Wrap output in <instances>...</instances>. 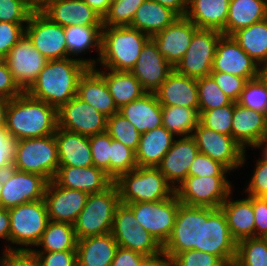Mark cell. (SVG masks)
I'll list each match as a JSON object with an SVG mask.
<instances>
[{
	"label": "cell",
	"instance_id": "cell-70",
	"mask_svg": "<svg viewBox=\"0 0 267 266\" xmlns=\"http://www.w3.org/2000/svg\"><path fill=\"white\" fill-rule=\"evenodd\" d=\"M2 187H3V174L0 175V197H1Z\"/></svg>",
	"mask_w": 267,
	"mask_h": 266
},
{
	"label": "cell",
	"instance_id": "cell-58",
	"mask_svg": "<svg viewBox=\"0 0 267 266\" xmlns=\"http://www.w3.org/2000/svg\"><path fill=\"white\" fill-rule=\"evenodd\" d=\"M3 256V266H40L39 260L33 250L6 249Z\"/></svg>",
	"mask_w": 267,
	"mask_h": 266
},
{
	"label": "cell",
	"instance_id": "cell-43",
	"mask_svg": "<svg viewBox=\"0 0 267 266\" xmlns=\"http://www.w3.org/2000/svg\"><path fill=\"white\" fill-rule=\"evenodd\" d=\"M197 87L199 115L203 111L220 108L232 102L210 75L197 79Z\"/></svg>",
	"mask_w": 267,
	"mask_h": 266
},
{
	"label": "cell",
	"instance_id": "cell-14",
	"mask_svg": "<svg viewBox=\"0 0 267 266\" xmlns=\"http://www.w3.org/2000/svg\"><path fill=\"white\" fill-rule=\"evenodd\" d=\"M25 34L47 60L68 57L65 27L53 22L42 11L31 13Z\"/></svg>",
	"mask_w": 267,
	"mask_h": 266
},
{
	"label": "cell",
	"instance_id": "cell-55",
	"mask_svg": "<svg viewBox=\"0 0 267 266\" xmlns=\"http://www.w3.org/2000/svg\"><path fill=\"white\" fill-rule=\"evenodd\" d=\"M31 13L19 0H0V22L27 23Z\"/></svg>",
	"mask_w": 267,
	"mask_h": 266
},
{
	"label": "cell",
	"instance_id": "cell-15",
	"mask_svg": "<svg viewBox=\"0 0 267 266\" xmlns=\"http://www.w3.org/2000/svg\"><path fill=\"white\" fill-rule=\"evenodd\" d=\"M48 182L42 175L11 168L3 174L0 206L10 209L27 202L41 200L45 196Z\"/></svg>",
	"mask_w": 267,
	"mask_h": 266
},
{
	"label": "cell",
	"instance_id": "cell-44",
	"mask_svg": "<svg viewBox=\"0 0 267 266\" xmlns=\"http://www.w3.org/2000/svg\"><path fill=\"white\" fill-rule=\"evenodd\" d=\"M238 104L267 115V83L258 76L247 80L237 101Z\"/></svg>",
	"mask_w": 267,
	"mask_h": 266
},
{
	"label": "cell",
	"instance_id": "cell-60",
	"mask_svg": "<svg viewBox=\"0 0 267 266\" xmlns=\"http://www.w3.org/2000/svg\"><path fill=\"white\" fill-rule=\"evenodd\" d=\"M255 217V237H263L267 233V197L253 196Z\"/></svg>",
	"mask_w": 267,
	"mask_h": 266
},
{
	"label": "cell",
	"instance_id": "cell-9",
	"mask_svg": "<svg viewBox=\"0 0 267 266\" xmlns=\"http://www.w3.org/2000/svg\"><path fill=\"white\" fill-rule=\"evenodd\" d=\"M227 176H188L175 189L179 201L188 206L220 208L233 191Z\"/></svg>",
	"mask_w": 267,
	"mask_h": 266
},
{
	"label": "cell",
	"instance_id": "cell-13",
	"mask_svg": "<svg viewBox=\"0 0 267 266\" xmlns=\"http://www.w3.org/2000/svg\"><path fill=\"white\" fill-rule=\"evenodd\" d=\"M199 153L225 165L231 172L239 170L247 162V152L232 136L220 134L204 127L200 122L193 131Z\"/></svg>",
	"mask_w": 267,
	"mask_h": 266
},
{
	"label": "cell",
	"instance_id": "cell-46",
	"mask_svg": "<svg viewBox=\"0 0 267 266\" xmlns=\"http://www.w3.org/2000/svg\"><path fill=\"white\" fill-rule=\"evenodd\" d=\"M145 0H116L110 4L103 18V26H130L136 10Z\"/></svg>",
	"mask_w": 267,
	"mask_h": 266
},
{
	"label": "cell",
	"instance_id": "cell-24",
	"mask_svg": "<svg viewBox=\"0 0 267 266\" xmlns=\"http://www.w3.org/2000/svg\"><path fill=\"white\" fill-rule=\"evenodd\" d=\"M53 181L73 190L89 194L100 193L109 188L114 180L102 169L89 167L59 166Z\"/></svg>",
	"mask_w": 267,
	"mask_h": 266
},
{
	"label": "cell",
	"instance_id": "cell-31",
	"mask_svg": "<svg viewBox=\"0 0 267 266\" xmlns=\"http://www.w3.org/2000/svg\"><path fill=\"white\" fill-rule=\"evenodd\" d=\"M59 166L89 167L93 165L89 137L58 128L54 134Z\"/></svg>",
	"mask_w": 267,
	"mask_h": 266
},
{
	"label": "cell",
	"instance_id": "cell-59",
	"mask_svg": "<svg viewBox=\"0 0 267 266\" xmlns=\"http://www.w3.org/2000/svg\"><path fill=\"white\" fill-rule=\"evenodd\" d=\"M22 93L23 91L15 82L7 63L0 60V96L12 99Z\"/></svg>",
	"mask_w": 267,
	"mask_h": 266
},
{
	"label": "cell",
	"instance_id": "cell-7",
	"mask_svg": "<svg viewBox=\"0 0 267 266\" xmlns=\"http://www.w3.org/2000/svg\"><path fill=\"white\" fill-rule=\"evenodd\" d=\"M13 168L42 175L48 181L53 180L59 168L54 134L16 140Z\"/></svg>",
	"mask_w": 267,
	"mask_h": 266
},
{
	"label": "cell",
	"instance_id": "cell-45",
	"mask_svg": "<svg viewBox=\"0 0 267 266\" xmlns=\"http://www.w3.org/2000/svg\"><path fill=\"white\" fill-rule=\"evenodd\" d=\"M106 132L112 139L119 141L121 144L130 147L136 151L139 145L141 134L136 127L119 113L107 117Z\"/></svg>",
	"mask_w": 267,
	"mask_h": 266
},
{
	"label": "cell",
	"instance_id": "cell-16",
	"mask_svg": "<svg viewBox=\"0 0 267 266\" xmlns=\"http://www.w3.org/2000/svg\"><path fill=\"white\" fill-rule=\"evenodd\" d=\"M58 128L83 136H93L107 130V117L77 95L57 110Z\"/></svg>",
	"mask_w": 267,
	"mask_h": 266
},
{
	"label": "cell",
	"instance_id": "cell-53",
	"mask_svg": "<svg viewBox=\"0 0 267 266\" xmlns=\"http://www.w3.org/2000/svg\"><path fill=\"white\" fill-rule=\"evenodd\" d=\"M209 75L233 102L239 100L247 81L245 78L219 71H211Z\"/></svg>",
	"mask_w": 267,
	"mask_h": 266
},
{
	"label": "cell",
	"instance_id": "cell-21",
	"mask_svg": "<svg viewBox=\"0 0 267 266\" xmlns=\"http://www.w3.org/2000/svg\"><path fill=\"white\" fill-rule=\"evenodd\" d=\"M198 27L186 17H178L164 30L151 36L158 51L175 68L185 55Z\"/></svg>",
	"mask_w": 267,
	"mask_h": 266
},
{
	"label": "cell",
	"instance_id": "cell-20",
	"mask_svg": "<svg viewBox=\"0 0 267 266\" xmlns=\"http://www.w3.org/2000/svg\"><path fill=\"white\" fill-rule=\"evenodd\" d=\"M88 194L57 185L53 180L46 187L44 201L50 221L74 224L86 204Z\"/></svg>",
	"mask_w": 267,
	"mask_h": 266
},
{
	"label": "cell",
	"instance_id": "cell-26",
	"mask_svg": "<svg viewBox=\"0 0 267 266\" xmlns=\"http://www.w3.org/2000/svg\"><path fill=\"white\" fill-rule=\"evenodd\" d=\"M42 12L63 27L103 26V18L83 0H54Z\"/></svg>",
	"mask_w": 267,
	"mask_h": 266
},
{
	"label": "cell",
	"instance_id": "cell-12",
	"mask_svg": "<svg viewBox=\"0 0 267 266\" xmlns=\"http://www.w3.org/2000/svg\"><path fill=\"white\" fill-rule=\"evenodd\" d=\"M111 234L119 247L144 255H153L162 250L158 241L139 225L133 211L126 204L120 203L116 207Z\"/></svg>",
	"mask_w": 267,
	"mask_h": 266
},
{
	"label": "cell",
	"instance_id": "cell-52",
	"mask_svg": "<svg viewBox=\"0 0 267 266\" xmlns=\"http://www.w3.org/2000/svg\"><path fill=\"white\" fill-rule=\"evenodd\" d=\"M27 23L0 22V60H4L11 48L25 34Z\"/></svg>",
	"mask_w": 267,
	"mask_h": 266
},
{
	"label": "cell",
	"instance_id": "cell-28",
	"mask_svg": "<svg viewBox=\"0 0 267 266\" xmlns=\"http://www.w3.org/2000/svg\"><path fill=\"white\" fill-rule=\"evenodd\" d=\"M77 96L106 117L119 111L105 79L94 67H89L81 76Z\"/></svg>",
	"mask_w": 267,
	"mask_h": 266
},
{
	"label": "cell",
	"instance_id": "cell-23",
	"mask_svg": "<svg viewBox=\"0 0 267 266\" xmlns=\"http://www.w3.org/2000/svg\"><path fill=\"white\" fill-rule=\"evenodd\" d=\"M198 154L199 150L192 136L175 138L158 166L174 189L188 177L189 167Z\"/></svg>",
	"mask_w": 267,
	"mask_h": 266
},
{
	"label": "cell",
	"instance_id": "cell-68",
	"mask_svg": "<svg viewBox=\"0 0 267 266\" xmlns=\"http://www.w3.org/2000/svg\"><path fill=\"white\" fill-rule=\"evenodd\" d=\"M253 149H260L262 153L260 152V156L263 160L267 161V134L257 142V144L252 148Z\"/></svg>",
	"mask_w": 267,
	"mask_h": 266
},
{
	"label": "cell",
	"instance_id": "cell-73",
	"mask_svg": "<svg viewBox=\"0 0 267 266\" xmlns=\"http://www.w3.org/2000/svg\"><path fill=\"white\" fill-rule=\"evenodd\" d=\"M267 243V233L262 237Z\"/></svg>",
	"mask_w": 267,
	"mask_h": 266
},
{
	"label": "cell",
	"instance_id": "cell-3",
	"mask_svg": "<svg viewBox=\"0 0 267 266\" xmlns=\"http://www.w3.org/2000/svg\"><path fill=\"white\" fill-rule=\"evenodd\" d=\"M150 38L129 26H103L101 56L99 65L96 66L115 71H130Z\"/></svg>",
	"mask_w": 267,
	"mask_h": 266
},
{
	"label": "cell",
	"instance_id": "cell-61",
	"mask_svg": "<svg viewBox=\"0 0 267 266\" xmlns=\"http://www.w3.org/2000/svg\"><path fill=\"white\" fill-rule=\"evenodd\" d=\"M145 256L139 252L118 247L110 266H140Z\"/></svg>",
	"mask_w": 267,
	"mask_h": 266
},
{
	"label": "cell",
	"instance_id": "cell-30",
	"mask_svg": "<svg viewBox=\"0 0 267 266\" xmlns=\"http://www.w3.org/2000/svg\"><path fill=\"white\" fill-rule=\"evenodd\" d=\"M232 195L233 192L228 195L220 207L225 213L232 237L237 242L255 237L253 196L246 195L245 198L234 200Z\"/></svg>",
	"mask_w": 267,
	"mask_h": 266
},
{
	"label": "cell",
	"instance_id": "cell-57",
	"mask_svg": "<svg viewBox=\"0 0 267 266\" xmlns=\"http://www.w3.org/2000/svg\"><path fill=\"white\" fill-rule=\"evenodd\" d=\"M16 141L6 127H0V175L13 168Z\"/></svg>",
	"mask_w": 267,
	"mask_h": 266
},
{
	"label": "cell",
	"instance_id": "cell-6",
	"mask_svg": "<svg viewBox=\"0 0 267 266\" xmlns=\"http://www.w3.org/2000/svg\"><path fill=\"white\" fill-rule=\"evenodd\" d=\"M119 204V191L115 183L103 192L89 194L73 224L77 239L111 233L114 212Z\"/></svg>",
	"mask_w": 267,
	"mask_h": 266
},
{
	"label": "cell",
	"instance_id": "cell-48",
	"mask_svg": "<svg viewBox=\"0 0 267 266\" xmlns=\"http://www.w3.org/2000/svg\"><path fill=\"white\" fill-rule=\"evenodd\" d=\"M137 167L135 151L113 139L111 142V178L115 181L121 174Z\"/></svg>",
	"mask_w": 267,
	"mask_h": 266
},
{
	"label": "cell",
	"instance_id": "cell-42",
	"mask_svg": "<svg viewBox=\"0 0 267 266\" xmlns=\"http://www.w3.org/2000/svg\"><path fill=\"white\" fill-rule=\"evenodd\" d=\"M233 266H267L266 241L262 237H251L238 241Z\"/></svg>",
	"mask_w": 267,
	"mask_h": 266
},
{
	"label": "cell",
	"instance_id": "cell-25",
	"mask_svg": "<svg viewBox=\"0 0 267 266\" xmlns=\"http://www.w3.org/2000/svg\"><path fill=\"white\" fill-rule=\"evenodd\" d=\"M154 93L161 106L187 107L199 112L197 79L175 69Z\"/></svg>",
	"mask_w": 267,
	"mask_h": 266
},
{
	"label": "cell",
	"instance_id": "cell-36",
	"mask_svg": "<svg viewBox=\"0 0 267 266\" xmlns=\"http://www.w3.org/2000/svg\"><path fill=\"white\" fill-rule=\"evenodd\" d=\"M179 16L153 0H145L136 10L129 27L153 36L171 25Z\"/></svg>",
	"mask_w": 267,
	"mask_h": 266
},
{
	"label": "cell",
	"instance_id": "cell-66",
	"mask_svg": "<svg viewBox=\"0 0 267 266\" xmlns=\"http://www.w3.org/2000/svg\"><path fill=\"white\" fill-rule=\"evenodd\" d=\"M10 99L0 96V127H6L7 109Z\"/></svg>",
	"mask_w": 267,
	"mask_h": 266
},
{
	"label": "cell",
	"instance_id": "cell-54",
	"mask_svg": "<svg viewBox=\"0 0 267 266\" xmlns=\"http://www.w3.org/2000/svg\"><path fill=\"white\" fill-rule=\"evenodd\" d=\"M253 175L249 180L244 193L247 196L267 197V161L258 157L255 161Z\"/></svg>",
	"mask_w": 267,
	"mask_h": 266
},
{
	"label": "cell",
	"instance_id": "cell-39",
	"mask_svg": "<svg viewBox=\"0 0 267 266\" xmlns=\"http://www.w3.org/2000/svg\"><path fill=\"white\" fill-rule=\"evenodd\" d=\"M231 37L260 67L267 62V18L234 32Z\"/></svg>",
	"mask_w": 267,
	"mask_h": 266
},
{
	"label": "cell",
	"instance_id": "cell-47",
	"mask_svg": "<svg viewBox=\"0 0 267 266\" xmlns=\"http://www.w3.org/2000/svg\"><path fill=\"white\" fill-rule=\"evenodd\" d=\"M234 102L229 105L203 111L200 114L199 122L206 128L220 134L232 136Z\"/></svg>",
	"mask_w": 267,
	"mask_h": 266
},
{
	"label": "cell",
	"instance_id": "cell-2",
	"mask_svg": "<svg viewBox=\"0 0 267 266\" xmlns=\"http://www.w3.org/2000/svg\"><path fill=\"white\" fill-rule=\"evenodd\" d=\"M57 127V109L50 104L34 99L26 92L10 99L6 129L15 141L55 134Z\"/></svg>",
	"mask_w": 267,
	"mask_h": 266
},
{
	"label": "cell",
	"instance_id": "cell-56",
	"mask_svg": "<svg viewBox=\"0 0 267 266\" xmlns=\"http://www.w3.org/2000/svg\"><path fill=\"white\" fill-rule=\"evenodd\" d=\"M40 266H77V251L35 252Z\"/></svg>",
	"mask_w": 267,
	"mask_h": 266
},
{
	"label": "cell",
	"instance_id": "cell-64",
	"mask_svg": "<svg viewBox=\"0 0 267 266\" xmlns=\"http://www.w3.org/2000/svg\"><path fill=\"white\" fill-rule=\"evenodd\" d=\"M174 11L179 17H185L187 0H153Z\"/></svg>",
	"mask_w": 267,
	"mask_h": 266
},
{
	"label": "cell",
	"instance_id": "cell-49",
	"mask_svg": "<svg viewBox=\"0 0 267 266\" xmlns=\"http://www.w3.org/2000/svg\"><path fill=\"white\" fill-rule=\"evenodd\" d=\"M111 136L107 133L89 137L93 165L104 170L111 177Z\"/></svg>",
	"mask_w": 267,
	"mask_h": 266
},
{
	"label": "cell",
	"instance_id": "cell-32",
	"mask_svg": "<svg viewBox=\"0 0 267 266\" xmlns=\"http://www.w3.org/2000/svg\"><path fill=\"white\" fill-rule=\"evenodd\" d=\"M102 28L103 26L82 25L65 27L68 57L76 58L90 67L98 65L101 56ZM92 49L96 50L97 58L90 57L86 59L80 56L82 53L85 54Z\"/></svg>",
	"mask_w": 267,
	"mask_h": 266
},
{
	"label": "cell",
	"instance_id": "cell-18",
	"mask_svg": "<svg viewBox=\"0 0 267 266\" xmlns=\"http://www.w3.org/2000/svg\"><path fill=\"white\" fill-rule=\"evenodd\" d=\"M201 207L180 204L172 233L162 249L172 258L200 247Z\"/></svg>",
	"mask_w": 267,
	"mask_h": 266
},
{
	"label": "cell",
	"instance_id": "cell-22",
	"mask_svg": "<svg viewBox=\"0 0 267 266\" xmlns=\"http://www.w3.org/2000/svg\"><path fill=\"white\" fill-rule=\"evenodd\" d=\"M173 70L174 68L161 55L155 42L150 38L143 46L130 72L146 92L154 93Z\"/></svg>",
	"mask_w": 267,
	"mask_h": 266
},
{
	"label": "cell",
	"instance_id": "cell-19",
	"mask_svg": "<svg viewBox=\"0 0 267 266\" xmlns=\"http://www.w3.org/2000/svg\"><path fill=\"white\" fill-rule=\"evenodd\" d=\"M260 68L231 36L223 35L220 38L212 71L225 72L251 80L260 76Z\"/></svg>",
	"mask_w": 267,
	"mask_h": 266
},
{
	"label": "cell",
	"instance_id": "cell-4",
	"mask_svg": "<svg viewBox=\"0 0 267 266\" xmlns=\"http://www.w3.org/2000/svg\"><path fill=\"white\" fill-rule=\"evenodd\" d=\"M114 183L122 204L156 202L175 193L158 167H137L121 174Z\"/></svg>",
	"mask_w": 267,
	"mask_h": 266
},
{
	"label": "cell",
	"instance_id": "cell-35",
	"mask_svg": "<svg viewBox=\"0 0 267 266\" xmlns=\"http://www.w3.org/2000/svg\"><path fill=\"white\" fill-rule=\"evenodd\" d=\"M175 138L163 125L141 134L138 148L135 151L137 166L158 167Z\"/></svg>",
	"mask_w": 267,
	"mask_h": 266
},
{
	"label": "cell",
	"instance_id": "cell-71",
	"mask_svg": "<svg viewBox=\"0 0 267 266\" xmlns=\"http://www.w3.org/2000/svg\"><path fill=\"white\" fill-rule=\"evenodd\" d=\"M19 1L23 2L29 8V0H19Z\"/></svg>",
	"mask_w": 267,
	"mask_h": 266
},
{
	"label": "cell",
	"instance_id": "cell-34",
	"mask_svg": "<svg viewBox=\"0 0 267 266\" xmlns=\"http://www.w3.org/2000/svg\"><path fill=\"white\" fill-rule=\"evenodd\" d=\"M118 247L111 233L79 239L77 266H110Z\"/></svg>",
	"mask_w": 267,
	"mask_h": 266
},
{
	"label": "cell",
	"instance_id": "cell-62",
	"mask_svg": "<svg viewBox=\"0 0 267 266\" xmlns=\"http://www.w3.org/2000/svg\"><path fill=\"white\" fill-rule=\"evenodd\" d=\"M140 266H173V258L163 249L153 255H146Z\"/></svg>",
	"mask_w": 267,
	"mask_h": 266
},
{
	"label": "cell",
	"instance_id": "cell-10",
	"mask_svg": "<svg viewBox=\"0 0 267 266\" xmlns=\"http://www.w3.org/2000/svg\"><path fill=\"white\" fill-rule=\"evenodd\" d=\"M180 204L174 193L168 199L126 205L133 211L139 225L163 246L172 233Z\"/></svg>",
	"mask_w": 267,
	"mask_h": 266
},
{
	"label": "cell",
	"instance_id": "cell-65",
	"mask_svg": "<svg viewBox=\"0 0 267 266\" xmlns=\"http://www.w3.org/2000/svg\"><path fill=\"white\" fill-rule=\"evenodd\" d=\"M102 18L107 14L111 2L109 0H83Z\"/></svg>",
	"mask_w": 267,
	"mask_h": 266
},
{
	"label": "cell",
	"instance_id": "cell-72",
	"mask_svg": "<svg viewBox=\"0 0 267 266\" xmlns=\"http://www.w3.org/2000/svg\"><path fill=\"white\" fill-rule=\"evenodd\" d=\"M5 250H6V248H4V251H3V253L1 254L2 256L0 255V263H2V259H3V257H4L3 254H4Z\"/></svg>",
	"mask_w": 267,
	"mask_h": 266
},
{
	"label": "cell",
	"instance_id": "cell-63",
	"mask_svg": "<svg viewBox=\"0 0 267 266\" xmlns=\"http://www.w3.org/2000/svg\"><path fill=\"white\" fill-rule=\"evenodd\" d=\"M9 237H10V216L9 209H5L0 206V239L6 240L5 248L9 249Z\"/></svg>",
	"mask_w": 267,
	"mask_h": 266
},
{
	"label": "cell",
	"instance_id": "cell-5",
	"mask_svg": "<svg viewBox=\"0 0 267 266\" xmlns=\"http://www.w3.org/2000/svg\"><path fill=\"white\" fill-rule=\"evenodd\" d=\"M9 216V249H34L49 222L44 199L27 202L10 208ZM31 246H33V248Z\"/></svg>",
	"mask_w": 267,
	"mask_h": 266
},
{
	"label": "cell",
	"instance_id": "cell-38",
	"mask_svg": "<svg viewBox=\"0 0 267 266\" xmlns=\"http://www.w3.org/2000/svg\"><path fill=\"white\" fill-rule=\"evenodd\" d=\"M267 18V0H230L226 36Z\"/></svg>",
	"mask_w": 267,
	"mask_h": 266
},
{
	"label": "cell",
	"instance_id": "cell-37",
	"mask_svg": "<svg viewBox=\"0 0 267 266\" xmlns=\"http://www.w3.org/2000/svg\"><path fill=\"white\" fill-rule=\"evenodd\" d=\"M105 79L106 85L118 109L140 98L146 91L130 71H115L94 67Z\"/></svg>",
	"mask_w": 267,
	"mask_h": 266
},
{
	"label": "cell",
	"instance_id": "cell-17",
	"mask_svg": "<svg viewBox=\"0 0 267 266\" xmlns=\"http://www.w3.org/2000/svg\"><path fill=\"white\" fill-rule=\"evenodd\" d=\"M4 61L23 92L31 87L48 62L26 34L11 48Z\"/></svg>",
	"mask_w": 267,
	"mask_h": 266
},
{
	"label": "cell",
	"instance_id": "cell-1",
	"mask_svg": "<svg viewBox=\"0 0 267 266\" xmlns=\"http://www.w3.org/2000/svg\"><path fill=\"white\" fill-rule=\"evenodd\" d=\"M89 67L72 57L48 60L26 93L58 110L77 95L79 80Z\"/></svg>",
	"mask_w": 267,
	"mask_h": 266
},
{
	"label": "cell",
	"instance_id": "cell-8",
	"mask_svg": "<svg viewBox=\"0 0 267 266\" xmlns=\"http://www.w3.org/2000/svg\"><path fill=\"white\" fill-rule=\"evenodd\" d=\"M199 251L218 256L227 266L234 264L237 241L231 235L221 208L201 207Z\"/></svg>",
	"mask_w": 267,
	"mask_h": 266
},
{
	"label": "cell",
	"instance_id": "cell-33",
	"mask_svg": "<svg viewBox=\"0 0 267 266\" xmlns=\"http://www.w3.org/2000/svg\"><path fill=\"white\" fill-rule=\"evenodd\" d=\"M230 0H187L185 17L198 28L217 30L226 36Z\"/></svg>",
	"mask_w": 267,
	"mask_h": 266
},
{
	"label": "cell",
	"instance_id": "cell-41",
	"mask_svg": "<svg viewBox=\"0 0 267 266\" xmlns=\"http://www.w3.org/2000/svg\"><path fill=\"white\" fill-rule=\"evenodd\" d=\"M163 126L176 138L192 136L199 123V112L193 108L162 106Z\"/></svg>",
	"mask_w": 267,
	"mask_h": 266
},
{
	"label": "cell",
	"instance_id": "cell-29",
	"mask_svg": "<svg viewBox=\"0 0 267 266\" xmlns=\"http://www.w3.org/2000/svg\"><path fill=\"white\" fill-rule=\"evenodd\" d=\"M118 113L132 123L140 134L163 125L162 106L153 92H146L122 106Z\"/></svg>",
	"mask_w": 267,
	"mask_h": 266
},
{
	"label": "cell",
	"instance_id": "cell-50",
	"mask_svg": "<svg viewBox=\"0 0 267 266\" xmlns=\"http://www.w3.org/2000/svg\"><path fill=\"white\" fill-rule=\"evenodd\" d=\"M173 266H227L218 256L199 251L187 250L173 257Z\"/></svg>",
	"mask_w": 267,
	"mask_h": 266
},
{
	"label": "cell",
	"instance_id": "cell-40",
	"mask_svg": "<svg viewBox=\"0 0 267 266\" xmlns=\"http://www.w3.org/2000/svg\"><path fill=\"white\" fill-rule=\"evenodd\" d=\"M77 242L73 224L49 220L40 241L32 250L34 252L76 250Z\"/></svg>",
	"mask_w": 267,
	"mask_h": 266
},
{
	"label": "cell",
	"instance_id": "cell-11",
	"mask_svg": "<svg viewBox=\"0 0 267 266\" xmlns=\"http://www.w3.org/2000/svg\"><path fill=\"white\" fill-rule=\"evenodd\" d=\"M222 36L220 31L198 28L185 55L174 69L190 78L208 76L212 71L217 44Z\"/></svg>",
	"mask_w": 267,
	"mask_h": 266
},
{
	"label": "cell",
	"instance_id": "cell-69",
	"mask_svg": "<svg viewBox=\"0 0 267 266\" xmlns=\"http://www.w3.org/2000/svg\"><path fill=\"white\" fill-rule=\"evenodd\" d=\"M260 76L266 81L267 83V62L264 63L260 68Z\"/></svg>",
	"mask_w": 267,
	"mask_h": 266
},
{
	"label": "cell",
	"instance_id": "cell-27",
	"mask_svg": "<svg viewBox=\"0 0 267 266\" xmlns=\"http://www.w3.org/2000/svg\"><path fill=\"white\" fill-rule=\"evenodd\" d=\"M267 134L266 114L253 111L234 102L232 137L245 151Z\"/></svg>",
	"mask_w": 267,
	"mask_h": 266
},
{
	"label": "cell",
	"instance_id": "cell-51",
	"mask_svg": "<svg viewBox=\"0 0 267 266\" xmlns=\"http://www.w3.org/2000/svg\"><path fill=\"white\" fill-rule=\"evenodd\" d=\"M230 172L231 171L219 161L199 153L189 167L188 176H226L227 173L230 175Z\"/></svg>",
	"mask_w": 267,
	"mask_h": 266
},
{
	"label": "cell",
	"instance_id": "cell-67",
	"mask_svg": "<svg viewBox=\"0 0 267 266\" xmlns=\"http://www.w3.org/2000/svg\"><path fill=\"white\" fill-rule=\"evenodd\" d=\"M54 0H29V9L34 11L44 10Z\"/></svg>",
	"mask_w": 267,
	"mask_h": 266
}]
</instances>
